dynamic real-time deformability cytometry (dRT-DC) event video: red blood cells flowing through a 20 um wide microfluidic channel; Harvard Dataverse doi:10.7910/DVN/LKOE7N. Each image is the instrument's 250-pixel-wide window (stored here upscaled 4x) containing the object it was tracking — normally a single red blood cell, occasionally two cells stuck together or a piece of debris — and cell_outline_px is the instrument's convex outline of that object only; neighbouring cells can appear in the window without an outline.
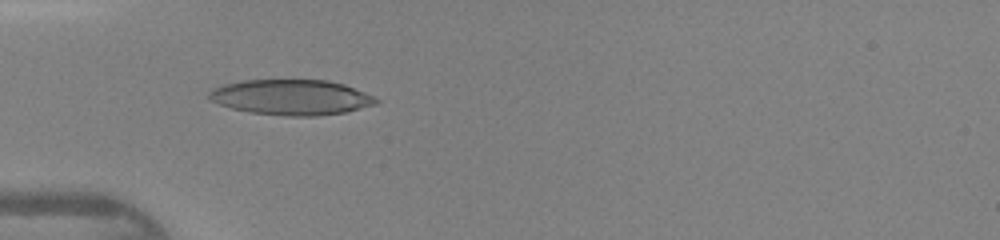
{"species": "human", "species_latin": "Homo sapiens", "temperature_condition": "warm", "stored_images_in_passage": 33, "camera_frame_rate_fps": 3000, "um_per_image_px": 0.085, "donor": {"sex": "female"}, "frame": {"image": 1, "passage_image": 2, "time_ms": 0.333, "image_size_px": [1000, 240], "cell_outline_px": [[380, 100], [376, 104], [344, 112], [316, 116], [284, 116], [248, 112], [232, 108], [208, 100], [208, 92], [212, 88], [224, 84], [244, 80], [328, 80], [344, 84], [364, 92]], "centroid_in_image_um": [24.72, 8.27], "position_along_channel_um": 60.3, "area_um2": 34.45}}
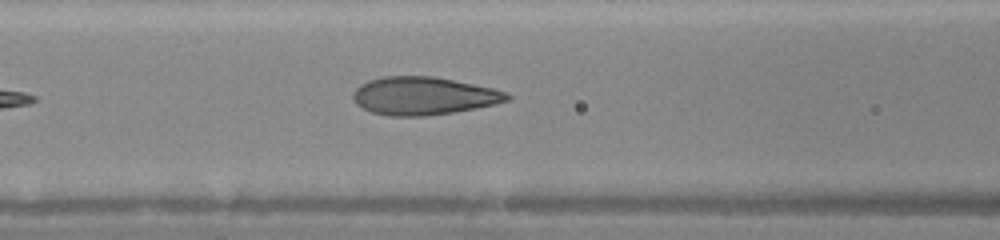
{"frame": {"image": 2, "passage_image": 7, "time_ms": 2.0, "image_size_px": [1000, 240], "cell_outline_px": [[512, 100], [476, 108], [452, 112], [424, 116], [392, 116], [372, 112], [356, 104], [352, 96], [356, 88], [360, 84], [368, 80], [384, 76], [432, 76], [492, 88], [508, 92], [512, 96]], "centroid_in_image_um": [36.01, 8.15], "position_along_channel_um": 130.6, "area_um2": 33.93}}
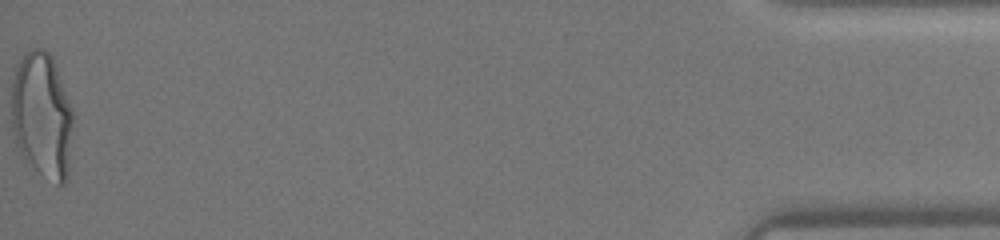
{"frame": {"image": 3, "passage_image": 33, "time_ms": 10.667, "image_size_px": [1000, 240], "cell_outline_px": [[72, 120], [68, 180], [64, 184], [56, 184], [40, 172], [20, 152], [16, 144], [12, 128], [12, 80], [16, 68], [24, 52], [28, 48], [44, 48], [52, 56], [56, 64], [72, 108]], "centroid_in_image_um": [3.58, 9.76], "position_along_channel_um": 431.6, "area_um2": 45.14}}